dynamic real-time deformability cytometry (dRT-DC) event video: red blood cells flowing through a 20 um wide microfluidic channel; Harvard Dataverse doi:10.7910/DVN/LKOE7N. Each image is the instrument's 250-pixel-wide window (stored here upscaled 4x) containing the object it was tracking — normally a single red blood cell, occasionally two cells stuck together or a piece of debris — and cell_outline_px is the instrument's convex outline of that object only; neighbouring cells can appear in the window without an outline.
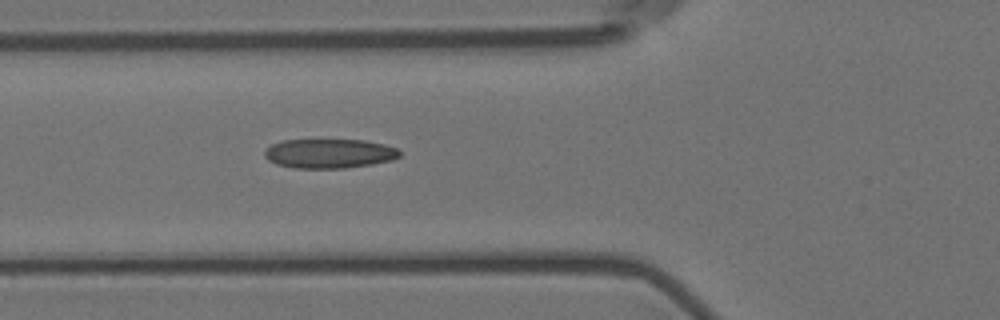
{"species": "Egyptian fruit bat (a non-hibernating species)", "species_latin": "Rousettus aegyptiacus", "temperature_condition": "room temperature", "stored_images_in_passage": 5, "camera_frame_rate_fps": 3000, "um_per_image_px": 0.085, "animal": {"sex": "female"}, "frame": {"image": 1, "passage_image": 5, "time_ms": 1.333, "image_size_px": [1000, 320], "cell_outline_px": [[400, 156], [392, 160], [372, 164], [344, 168], [296, 168], [276, 164], [268, 160], [264, 156], [264, 152], [272, 144], [280, 140], [364, 140], [384, 144], [396, 148], [400, 152]], "centroid_in_image_um": [27.98, 13.05], "position_along_channel_um": 97.8, "area_um2": 23.06}}